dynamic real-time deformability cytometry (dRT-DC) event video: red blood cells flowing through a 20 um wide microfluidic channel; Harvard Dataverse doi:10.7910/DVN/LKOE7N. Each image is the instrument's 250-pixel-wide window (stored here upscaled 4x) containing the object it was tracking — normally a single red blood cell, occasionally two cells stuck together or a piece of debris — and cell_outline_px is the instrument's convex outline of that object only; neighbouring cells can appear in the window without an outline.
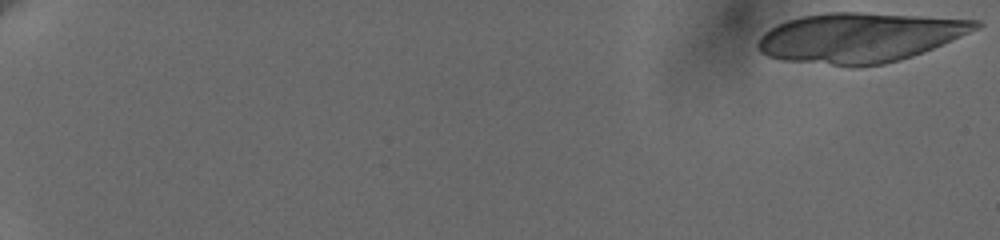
{"species": "human", "species_latin": "Homo sapiens", "temperature_condition": "cold", "stored_images_in_passage": 25, "camera_frame_rate_fps": 3000, "um_per_image_px": 0.085, "donor": {"sex": "female"}, "frame": {"image": 1, "passage_image": 1, "time_ms": 0.0, "image_size_px": [1000, 240], "cell_outline_px": [[984, 24], [980, 28], [932, 48], [912, 56], [900, 60], [884, 64], [852, 68], [784, 60], [768, 56], [760, 52], [756, 44], [760, 36], [764, 32], [776, 24], [800, 16], [828, 12], [860, 12], [980, 20]], "centroid_in_image_um": [73.04, 3.2], "position_along_channel_um": 12.0, "area_um2": 63.41}}
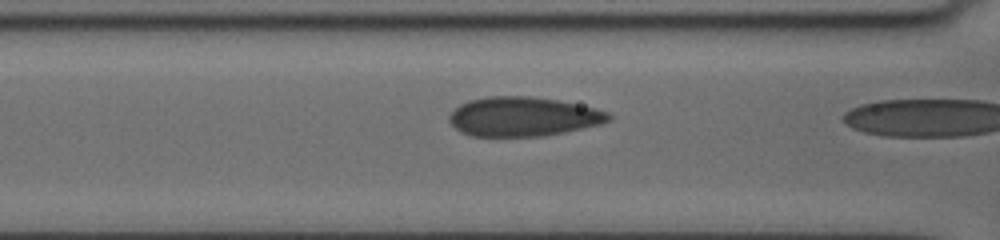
{"frame": {"image": 2, "passage_image": 23, "time_ms": 8.333, "image_size_px": [1000, 240], "cell_outline_px": [[612, 120], [600, 124], [564, 132], [540, 136], [472, 136], [460, 132], [448, 120], [448, 116], [460, 104], [468, 100], [488, 96], [528, 96], [556, 100], [596, 108], [608, 112], [612, 116]], "centroid_in_image_um": [44.45, 9.91], "position_along_channel_um": 122.1, "area_um2": 36.41}}